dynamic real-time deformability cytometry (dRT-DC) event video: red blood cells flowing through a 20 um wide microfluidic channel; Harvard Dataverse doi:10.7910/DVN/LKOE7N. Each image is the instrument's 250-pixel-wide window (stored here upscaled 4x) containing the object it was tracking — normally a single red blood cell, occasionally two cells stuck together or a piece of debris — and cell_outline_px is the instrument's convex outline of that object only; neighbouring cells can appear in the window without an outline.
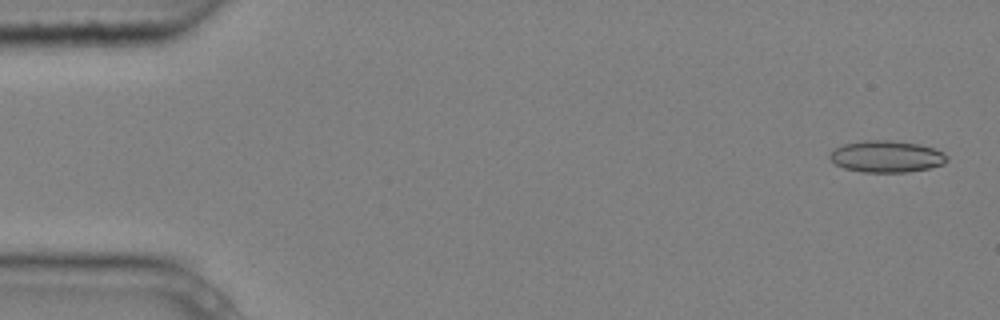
{"species": "common noctule bat (a hibernating species)", "species_latin": "Nyctalus noctula", "temperature_condition": "cold", "stored_images_in_passage": 3, "camera_frame_rate_fps": 3000, "um_per_image_px": 0.085, "animal": {"sex": "male", "body_mass_g": 20.4}, "frame": {"image": 1, "passage_image": 1, "time_ms": 0.0, "image_size_px": [1000, 320], "cell_outline_px": [[948, 160], [944, 164], [928, 168], [908, 172], [864, 172], [844, 168], [836, 164], [828, 156], [836, 148], [844, 144], [864, 140], [888, 140], [920, 144], [944, 152], [948, 156]], "centroid_in_image_um": [75.39, 13.3], "position_along_channel_um": 9.6, "area_um2": 21.56}}
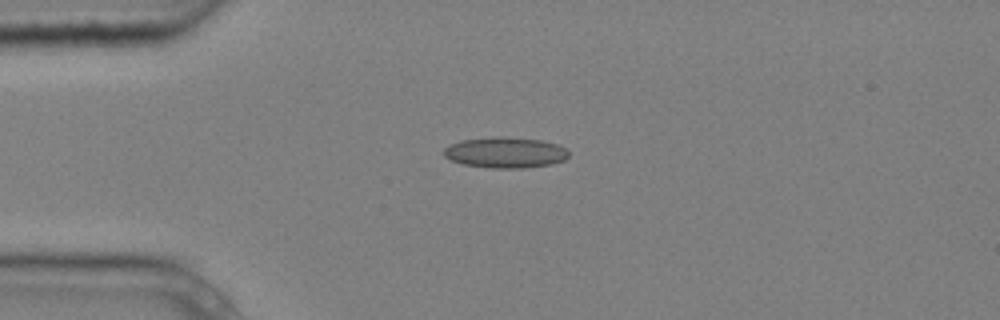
{"frame": {"image": 2, "passage_image": 2, "time_ms": 0.333, "image_size_px": [1000, 320], "cell_outline_px": [[568, 156], [564, 160], [552, 164], [524, 168], [488, 168], [464, 164], [448, 160], [444, 156], [444, 148], [448, 144], [460, 140], [492, 136], [504, 136], [540, 140], [556, 144], [564, 148], [568, 152]], "centroid_in_image_um": [42.89, 12.96], "position_along_channel_um": 42.1, "area_um2": 22.66}}